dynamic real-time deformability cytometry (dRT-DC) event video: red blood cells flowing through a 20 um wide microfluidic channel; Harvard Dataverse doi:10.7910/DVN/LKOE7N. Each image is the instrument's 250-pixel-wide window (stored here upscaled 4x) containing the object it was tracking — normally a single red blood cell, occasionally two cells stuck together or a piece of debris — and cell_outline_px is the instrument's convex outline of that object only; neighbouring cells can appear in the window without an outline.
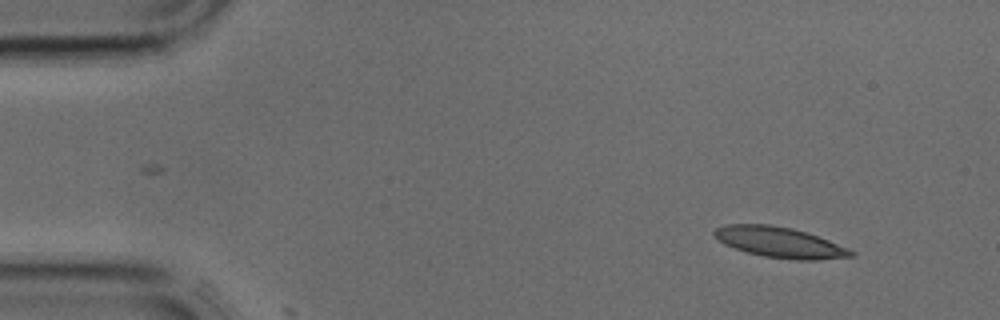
{"species": "common noctule bat (a hibernating species)", "species_latin": "Nyctalus noctula", "temperature_condition": "cold", "stored_images_in_passage": 3, "camera_frame_rate_fps": 3000, "um_per_image_px": 0.085, "animal": {"sex": "male", "body_mass_g": 17.9, "forearm_length_mm": 54.2}, "frame": {"image": 1, "passage_image": 3, "time_ms": 0.667, "image_size_px": [1000, 320], "cell_outline_px": [[856, 256], [816, 260], [796, 260], [764, 256], [748, 252], [724, 244], [712, 232], [716, 228], [724, 224], [768, 224], [792, 228], [828, 240], [848, 248], [856, 252]], "centroid_in_image_um": [66.3, 20.6], "position_along_channel_um": 18.7, "area_um2": 24.1}}